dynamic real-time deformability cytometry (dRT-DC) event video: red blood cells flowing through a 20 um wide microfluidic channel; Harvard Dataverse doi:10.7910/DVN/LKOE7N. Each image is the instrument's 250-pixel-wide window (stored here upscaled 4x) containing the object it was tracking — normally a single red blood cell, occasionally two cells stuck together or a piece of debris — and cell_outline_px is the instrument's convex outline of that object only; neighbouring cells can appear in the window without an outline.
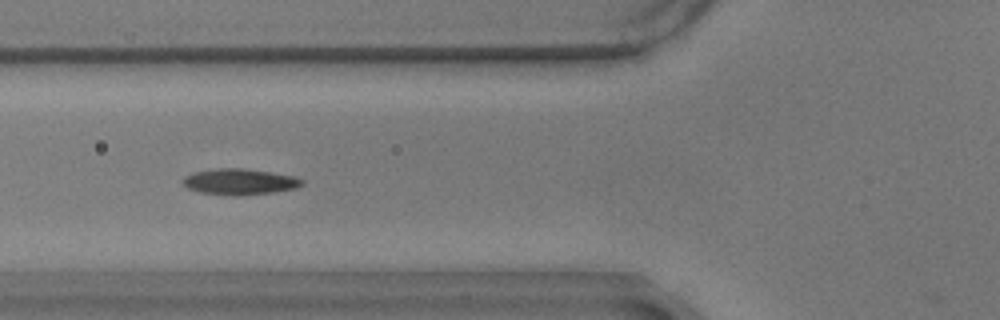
{"species": "common noctule bat (a hibernating species)", "species_latin": "Nyctalus noctula", "temperature_condition": "warm", "stored_images_in_passage": 35, "camera_frame_rate_fps": 3000, "um_per_image_px": 0.085, "animal": {"sex": "male", "body_mass_g": 17.9}, "frame": {"image": 1, "passage_image": 7, "time_ms": 2.0, "image_size_px": [1000, 320], "cell_outline_px": [[304, 184], [296, 188], [272, 192], [240, 196], [236, 196], [200, 192], [188, 188], [180, 180], [184, 176], [192, 172], [216, 168], [240, 168], [268, 172], [292, 176], [304, 180]], "centroid_in_image_um": [20.32, 15.45], "position_along_channel_um": 105.5, "area_um2": 17.98}}
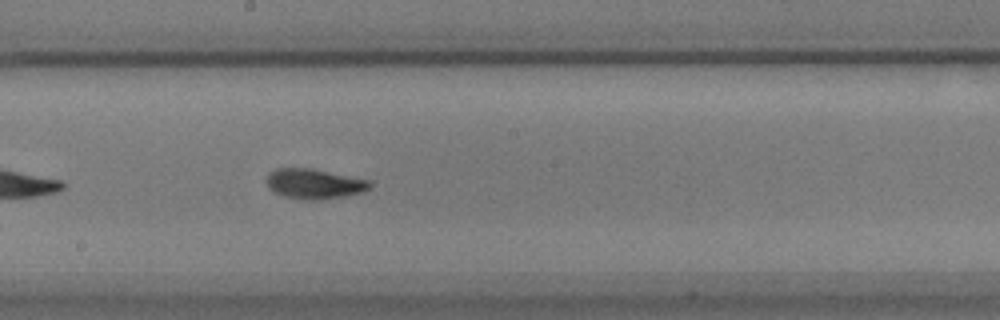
{"frame": {"image": 2, "passage_image": 17, "time_ms": 5.333, "image_size_px": [1000, 320], "cell_outline_px": [[372, 188], [364, 192], [344, 196], [316, 200], [304, 200], [284, 196], [268, 188], [264, 180], [268, 172], [276, 168], [312, 168], [368, 180], [372, 184]], "centroid_in_image_um": [26.68, 15.62], "position_along_channel_um": 221.5, "area_um2": 18.26}}
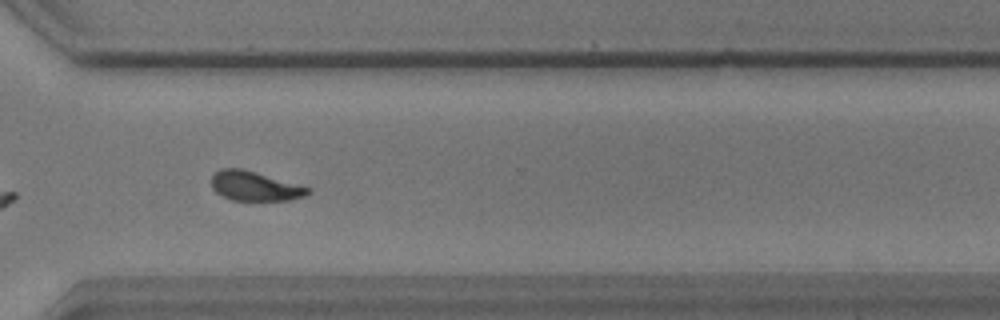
{"frame": {"image": 3, "passage_image": 28, "time_ms": 9.0, "image_size_px": [1000, 320], "cell_outline_px": [[312, 192], [304, 196], [288, 200], [232, 200], [216, 192], [212, 188], [212, 176], [220, 168], [244, 168], [312, 188]], "centroid_in_image_um": [21.68, 15.8], "position_along_channel_um": 348.9, "area_um2": 16.65}, "authors_computed_cell_mechanics": {"area_um2": 17.629, "velocity_mm_per_s": 3.4763, "shape_relaxation_time_tau1_ms": 2.6342, "shape_relaxation_time_tau2_ms": 2.6511, "deformation_change_tau1": 0.1292, "deformation_change_tau2": 0.0694}}